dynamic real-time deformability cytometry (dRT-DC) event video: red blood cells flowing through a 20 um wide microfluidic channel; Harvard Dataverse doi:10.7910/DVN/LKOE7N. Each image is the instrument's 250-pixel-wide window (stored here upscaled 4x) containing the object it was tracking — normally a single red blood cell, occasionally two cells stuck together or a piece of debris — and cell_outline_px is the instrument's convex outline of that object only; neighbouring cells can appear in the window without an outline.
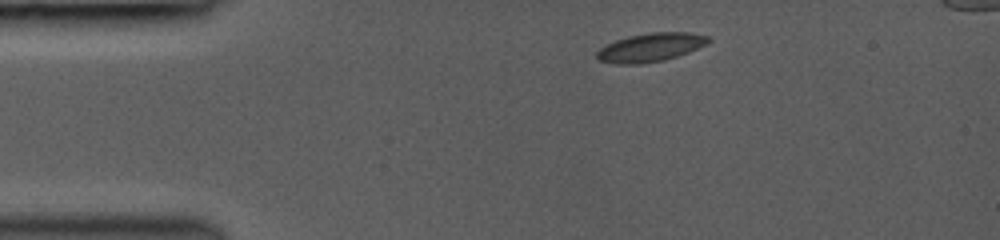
{"species": "common noctule bat (a hibernating species)", "species_latin": "Nyctalus noctula", "temperature_condition": "room temperature", "stored_images_in_passage": 9, "camera_frame_rate_fps": 3000, "um_per_image_px": 0.085, "animal": {"sex": "female", "body_mass_g": 19.0, "forearm_length_mm": 53.3}, "frame": {"image": 1, "passage_image": 1, "time_ms": 0.0, "image_size_px": [1000, 240], "cell_outline_px": [[712, 40], [688, 52], [664, 60], [640, 64], [616, 64], [596, 60], [596, 52], [600, 48], [616, 40], [628, 36], [648, 32], [688, 32], [708, 36]], "centroid_in_image_um": [55.25, 4.03], "position_along_channel_um": 29.7, "area_um2": 18.5}}
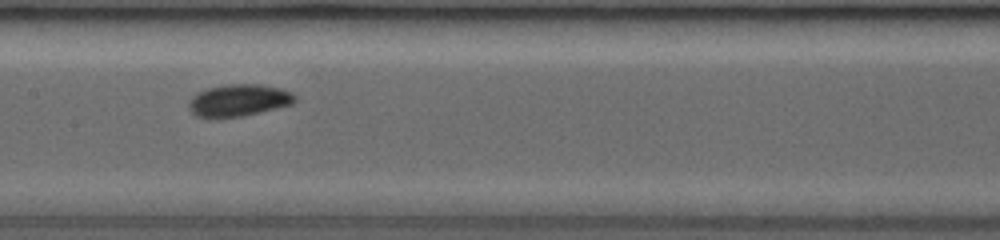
{"frame": {"image": 2, "passage_image": 6, "time_ms": 5.0, "image_size_px": [1000, 240], "cell_outline_px": [[296, 100], [292, 104], [276, 108], [240, 116], [216, 120], [196, 116], [188, 108], [188, 100], [196, 92], [208, 88], [224, 84], [260, 84], [280, 88], [292, 92], [296, 96]], "centroid_in_image_um": [20.23, 8.54], "position_along_channel_um": 187.2, "area_um2": 20.23}}
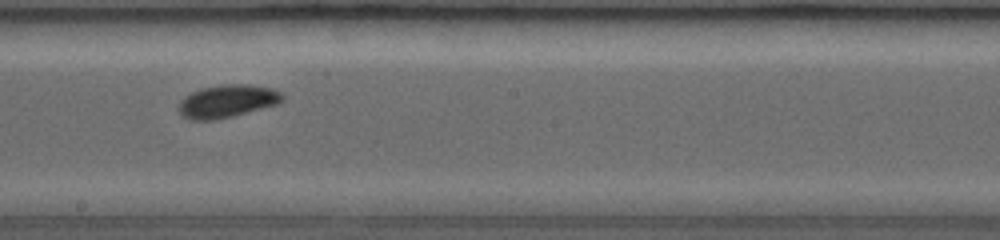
{"frame": {"image": 3, "passage_image": 7, "time_ms": 6.0, "image_size_px": [1000, 240], "cell_outline_px": [[284, 100], [276, 104], [232, 116], [212, 120], [192, 120], [184, 116], [176, 108], [180, 100], [184, 96], [200, 88], [220, 84], [248, 84], [272, 88], [280, 92], [284, 96]], "centroid_in_image_um": [19.28, 8.58], "position_along_channel_um": 228.9, "area_um2": 19.83}}